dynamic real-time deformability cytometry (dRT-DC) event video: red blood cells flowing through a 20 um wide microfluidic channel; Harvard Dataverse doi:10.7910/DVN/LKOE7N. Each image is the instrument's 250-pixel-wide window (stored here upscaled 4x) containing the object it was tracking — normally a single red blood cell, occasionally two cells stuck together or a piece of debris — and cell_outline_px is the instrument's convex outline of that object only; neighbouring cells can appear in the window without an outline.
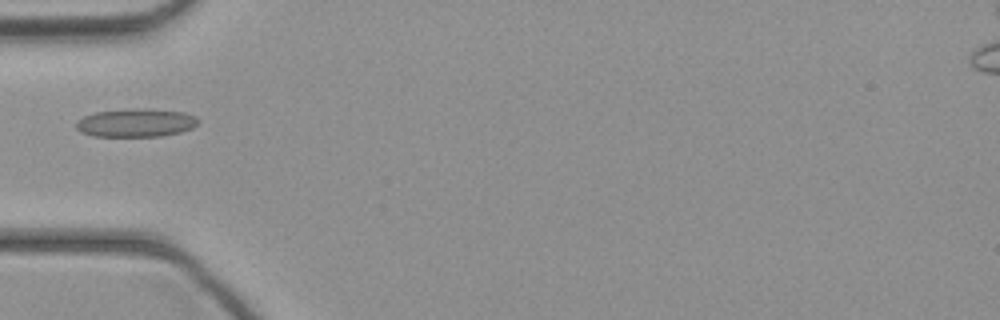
{"species": "common noctule bat (a hibernating species)", "species_latin": "Nyctalus noctula", "temperature_condition": "cold", "stored_images_in_passage": 8, "camera_frame_rate_fps": 3000, "um_per_image_px": 0.085, "animal": {"sex": "female", "body_mass_g": 21.9}, "frame": {"image": 1, "passage_image": 1, "time_ms": 0.0, "image_size_px": [1000, 320], "cell_outline_px": [[196, 124], [192, 128], [180, 132], [160, 136], [92, 136], [80, 132], [76, 128], [76, 120], [84, 116], [96, 112], [132, 108], [136, 108], [184, 112], [196, 116]], "centroid_in_image_um": [11.5, 10.44], "position_along_channel_um": 73.5, "area_um2": 20.0}}
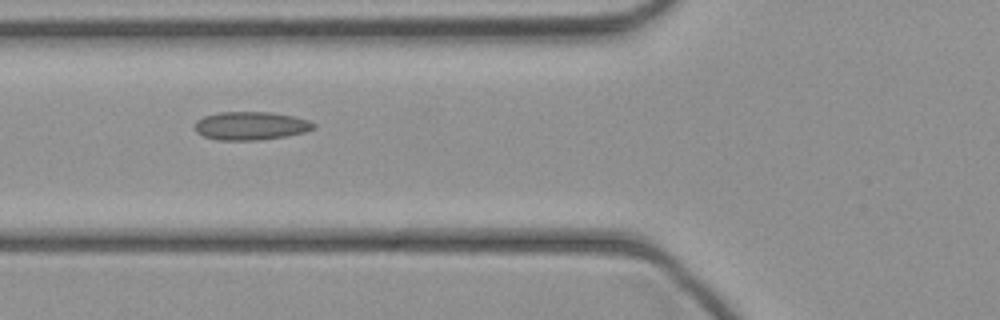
{"frame": {"image": 2, "passage_image": 3, "time_ms": 0.667, "image_size_px": [1000, 320], "cell_outline_px": [[316, 128], [308, 132], [288, 136], [260, 140], [216, 140], [204, 136], [196, 132], [196, 120], [204, 116], [220, 112], [272, 112], [292, 116], [308, 120], [316, 124]], "centroid_in_image_um": [21.36, 10.7], "position_along_channel_um": 104.4, "area_um2": 19.77}}
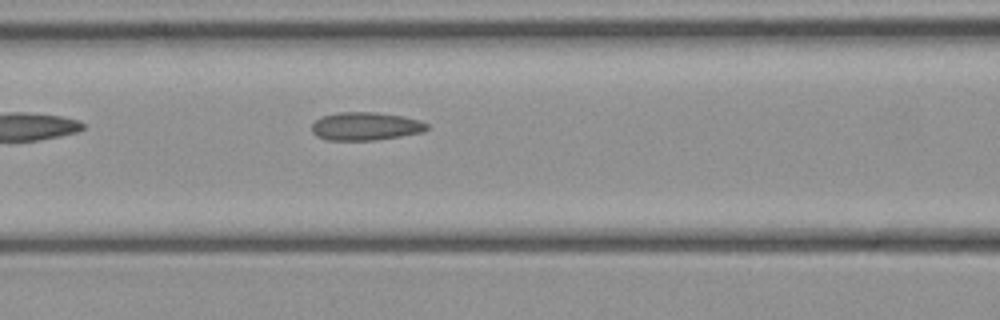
{"frame": {"image": 3, "passage_image": 5, "time_ms": 1.333, "image_size_px": [1000, 320], "cell_outline_px": [[428, 128], [424, 132], [376, 140], [328, 140], [316, 136], [312, 132], [312, 124], [316, 120], [324, 116], [336, 112], [376, 112], [404, 116], [420, 120], [428, 124]], "centroid_in_image_um": [31.09, 10.73], "position_along_channel_um": 135.5, "area_um2": 18.96}}